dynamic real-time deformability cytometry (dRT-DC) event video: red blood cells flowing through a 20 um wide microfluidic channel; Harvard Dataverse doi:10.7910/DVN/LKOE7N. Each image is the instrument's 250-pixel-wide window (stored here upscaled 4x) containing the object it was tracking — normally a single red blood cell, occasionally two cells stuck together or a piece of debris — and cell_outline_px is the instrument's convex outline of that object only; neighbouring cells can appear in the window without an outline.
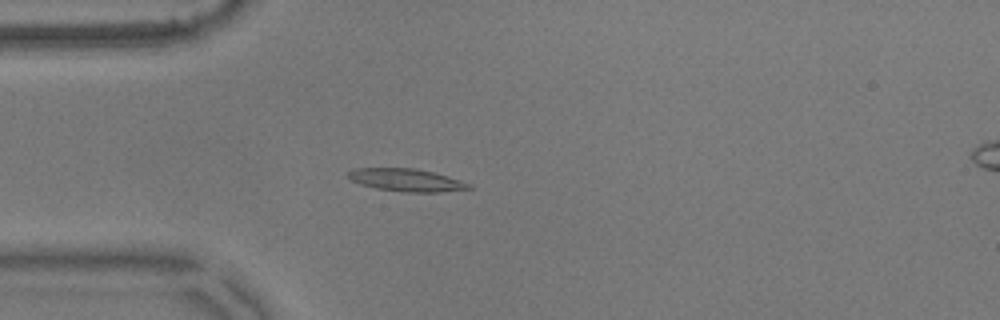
{"species": "common noctule bat (a hibernating species)", "species_latin": "Nyctalus noctula", "temperature_condition": "warm", "stored_images_in_passage": 43, "camera_frame_rate_fps": 3000, "um_per_image_px": 0.085, "animal": {"sex": "male", "body_mass_g": 17.9}, "frame": {"image": 1, "passage_image": 2, "time_ms": 0.333, "image_size_px": [1000, 320], "cell_outline_px": [[472, 188], [440, 192], [404, 192], [376, 188], [360, 184], [352, 180], [348, 176], [348, 172], [352, 168], [416, 168], [448, 176], [472, 184]], "centroid_in_image_um": [34.55, 15.3], "position_along_channel_um": 50.5, "area_um2": 15.9}}
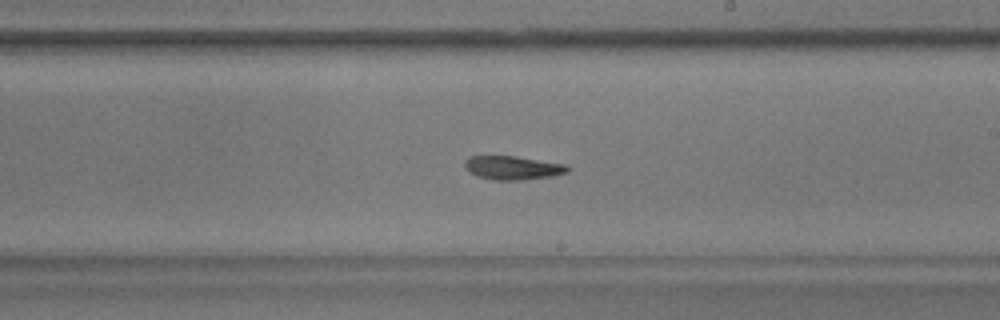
{"frame": {"image": 2, "passage_image": 19, "time_ms": 6.0, "image_size_px": [1000, 320], "cell_outline_px": [[572, 168], [568, 172], [552, 176], [524, 180], [492, 180], [480, 176], [472, 172], [464, 164], [464, 160], [472, 156], [516, 156], [564, 164]], "centroid_in_image_um": [43.64, 14.26], "position_along_channel_um": 245.4, "area_um2": 14.05}}
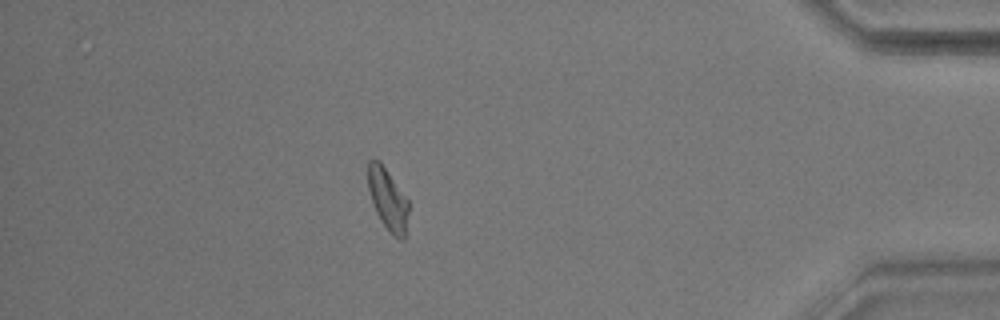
{"frame": {"image": 3, "passage_image": 36, "time_ms": 11.667, "image_size_px": [1000, 320], "cell_outline_px": [[408, 212], [404, 240], [400, 240], [380, 220], [372, 204], [368, 188], [368, 160], [380, 160], [408, 200]], "centroid_in_image_um": [32.95, 16.9], "position_along_channel_um": 402.3, "area_um2": 14.33}}